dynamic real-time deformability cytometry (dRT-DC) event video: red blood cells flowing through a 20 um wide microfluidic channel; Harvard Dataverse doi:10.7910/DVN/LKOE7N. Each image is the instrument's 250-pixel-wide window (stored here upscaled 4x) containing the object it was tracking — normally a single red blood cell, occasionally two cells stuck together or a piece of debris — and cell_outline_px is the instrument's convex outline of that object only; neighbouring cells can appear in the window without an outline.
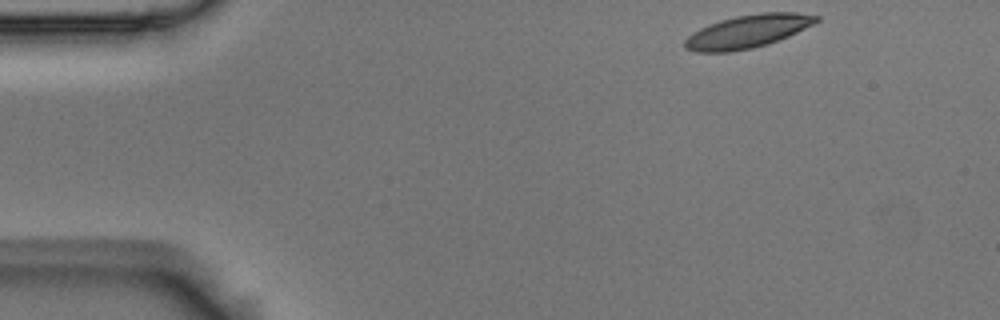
{"species": "Egyptian fruit bat (a non-hibernating species)", "species_latin": "Rousettus aegyptiacus", "temperature_condition": "room temperature", "stored_images_in_passage": 49, "camera_frame_rate_fps": 3000, "um_per_image_px": 0.085, "animal": {"sex": "male"}, "frame": {"image": 1, "passage_image": 1, "time_ms": 0.0, "image_size_px": [1000, 320], "cell_outline_px": [[820, 20], [788, 36], [768, 44], [752, 48], [732, 52], [696, 52], [684, 48], [684, 40], [692, 32], [708, 24], [720, 20], [736, 16], [760, 12], [796, 12], [820, 16]], "centroid_in_image_um": [63.52, 2.67], "position_along_channel_um": 21.5, "area_um2": 25.37}}
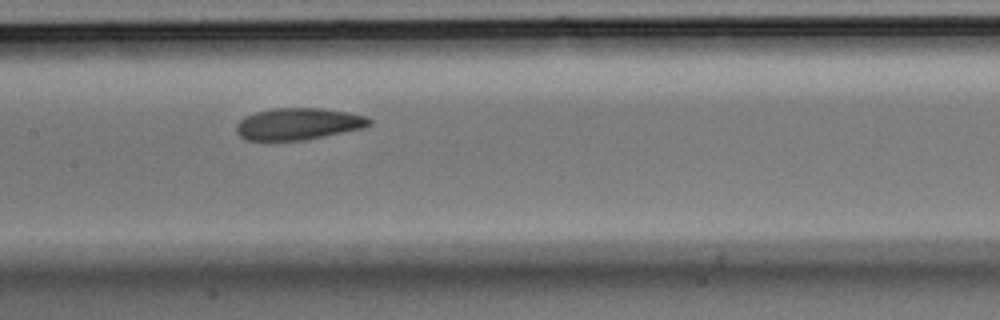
{"frame": {"image": 2, "passage_image": 21, "time_ms": 6.667, "image_size_px": [1000, 320], "cell_outline_px": [[372, 124], [364, 128], [304, 140], [244, 140], [236, 132], [236, 124], [244, 116], [256, 112], [272, 108], [320, 108], [344, 112], [364, 116], [372, 120]], "centroid_in_image_um": [25.32, 10.53], "position_along_channel_um": 182.1, "area_um2": 24.57}}
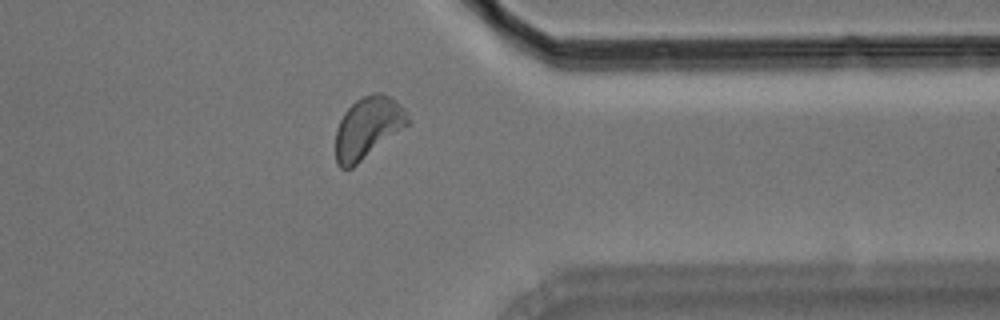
{"frame": {"image": 3, "passage_image": 38, "time_ms": 12.333, "image_size_px": [1000, 320], "cell_outline_px": [[412, 120], [408, 124], [352, 168], [340, 168], [336, 164], [336, 128], [344, 112], [356, 100], [372, 92], [380, 92], [388, 96], [400, 104], [404, 108]], "centroid_in_image_um": [31.25, 10.84], "position_along_channel_um": 380.1, "area_um2": 25.66}, "authors_computed_cell_mechanics": {"area_um2": 25.0852, "velocity_mm_per_s": 3.6349, "shape_relaxation_time_tau1_ms": 4.2009, "shape_relaxation_time_tau2_ms": 2.5383, "deformation_change_tau1": 0.1108, "deformation_change_tau2": 0.0905}}